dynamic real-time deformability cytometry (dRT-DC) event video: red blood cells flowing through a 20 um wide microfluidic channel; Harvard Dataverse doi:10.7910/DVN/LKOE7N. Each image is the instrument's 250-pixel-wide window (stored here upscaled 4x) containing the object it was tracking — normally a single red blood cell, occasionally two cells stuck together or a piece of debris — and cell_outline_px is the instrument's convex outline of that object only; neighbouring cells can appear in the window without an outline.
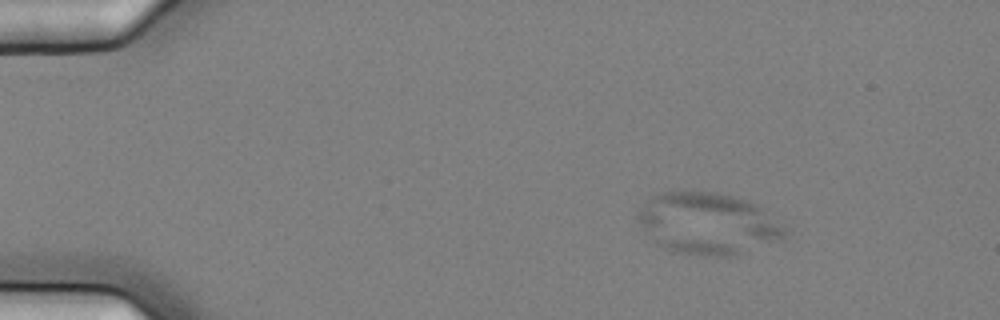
{"species": "common noctule bat (a hibernating species)", "species_latin": "Nyctalus noctula", "temperature_condition": "cold", "stored_images_in_passage": 9, "camera_frame_rate_fps": 3000, "um_per_image_px": 0.085, "animal": {"sex": "female", "body_mass_g": 25.1}, "frame": {"image": 1, "passage_image": 2, "time_ms": 0.333, "image_size_px": [1000, 320], "cell_outline_px": [[792, 232], [788, 236], [736, 256], [700, 256], [676, 252], [664, 248], [656, 244], [640, 224], [636, 216], [640, 208], [652, 196], [660, 192], [676, 188], [720, 192], [748, 200], [756, 204]], "centroid_in_image_um": [60.17, 18.97], "position_along_channel_um": 24.8, "area_um2": 53.87}}
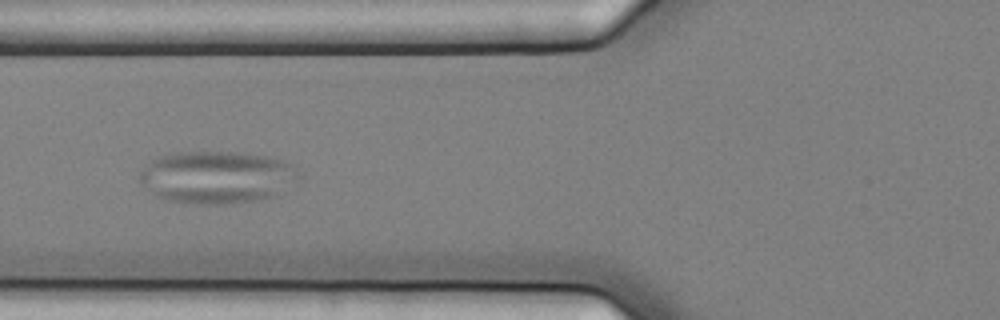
{"frame": {"image": 2, "passage_image": 6, "time_ms": 1.667, "image_size_px": [1000, 320], "cell_outline_px": [[300, 176], [296, 180], [276, 196], [260, 200], [220, 204], [200, 204], [164, 200], [156, 196], [140, 184], [140, 172], [144, 164], [156, 156], [176, 152], [244, 152], [268, 156], [292, 164], [296, 168]], "centroid_in_image_um": [18.4, 15.05], "position_along_channel_um": 107.4, "area_um2": 49.13}}